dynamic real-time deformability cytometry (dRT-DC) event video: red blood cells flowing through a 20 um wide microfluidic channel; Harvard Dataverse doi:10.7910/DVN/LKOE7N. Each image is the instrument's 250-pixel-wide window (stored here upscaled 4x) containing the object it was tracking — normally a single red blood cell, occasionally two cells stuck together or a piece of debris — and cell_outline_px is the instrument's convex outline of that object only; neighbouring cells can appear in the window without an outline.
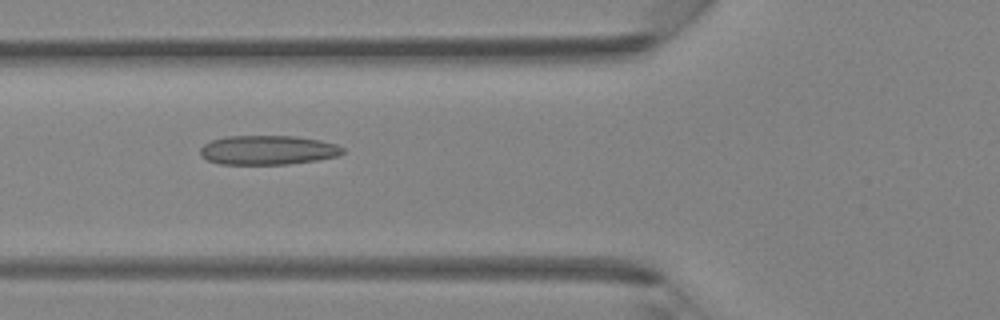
{"species": "Egyptian fruit bat (a non-hibernating species)", "species_latin": "Rousettus aegyptiacus", "temperature_condition": "room temperature", "stored_images_in_passage": 32, "camera_frame_rate_fps": 3000, "um_per_image_px": 0.085, "animal": {"sex": "female"}, "frame": {"image": 1, "passage_image": 8, "time_ms": 2.333, "image_size_px": [1000, 320], "cell_outline_px": [[344, 152], [336, 156], [316, 160], [288, 164], [220, 164], [208, 160], [200, 156], [200, 148], [204, 144], [212, 140], [224, 136], [296, 136], [320, 140], [336, 144], [344, 148]], "centroid_in_image_um": [22.74, 12.75], "position_along_channel_um": 103.1, "area_um2": 24.33}}
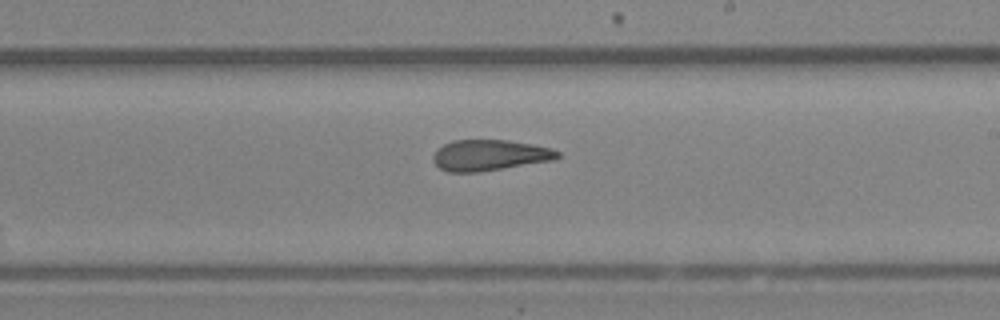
{"frame": {"image": 2, "passage_image": 17, "time_ms": 5.333, "image_size_px": [1000, 320], "cell_outline_px": [[560, 156], [552, 160], [480, 172], [448, 172], [440, 168], [432, 160], [432, 156], [444, 144], [452, 140], [508, 140], [532, 144], [552, 148], [560, 152]], "centroid_in_image_um": [41.62, 13.19], "position_along_channel_um": 247.4, "area_um2": 22.31}}
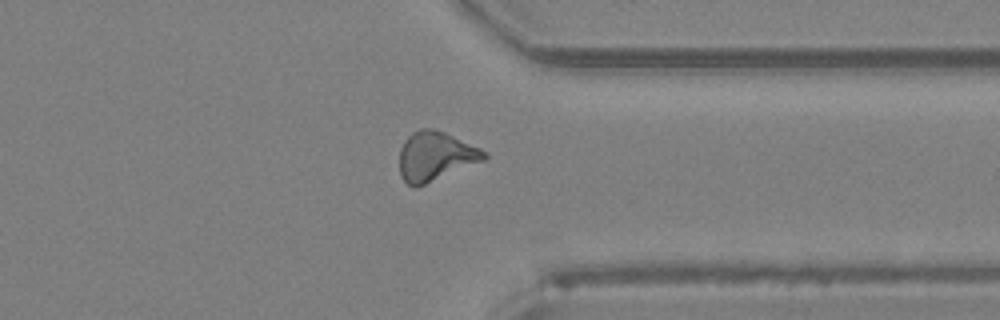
{"frame": {"image": 3, "passage_image": 25, "time_ms": 8.0, "image_size_px": [1000, 320], "cell_outline_px": [[488, 156], [484, 160], [416, 188], [408, 184], [400, 176], [400, 148], [404, 140], [412, 132], [420, 128], [432, 128], [444, 132], [480, 148], [488, 152]], "centroid_in_image_um": [37.0, 13.28], "position_along_channel_um": 374.4, "area_um2": 24.22}}